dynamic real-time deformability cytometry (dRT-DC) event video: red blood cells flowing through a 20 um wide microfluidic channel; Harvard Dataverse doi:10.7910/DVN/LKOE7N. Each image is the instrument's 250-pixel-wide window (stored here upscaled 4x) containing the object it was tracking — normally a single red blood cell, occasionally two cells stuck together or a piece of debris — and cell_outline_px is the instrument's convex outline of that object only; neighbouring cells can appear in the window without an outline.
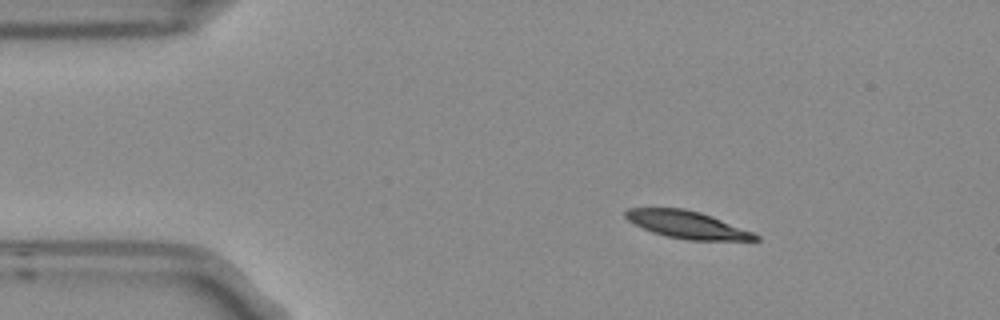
{"species": "Egyptian fruit bat (a non-hibernating species)", "species_latin": "Rousettus aegyptiacus", "temperature_condition": "room temperature", "stored_images_in_passage": 4, "segment_of_instrument_passage": [1, 2], "camera_frame_rate_fps": 3000, "um_per_image_px": 0.085, "frame": {"image": 1, "passage_image": 1, "time_ms": 0.0, "image_size_px": [1000, 320], "cell_outline_px": [[760, 240], [688, 240], [668, 236], [652, 232], [628, 220], [624, 216], [624, 212], [628, 208], [684, 208], [700, 212], [712, 216], [752, 232], [760, 236]], "centroid_in_image_um": [58.4, 19.09], "position_along_channel_um": 26.6, "area_um2": 20.46}}
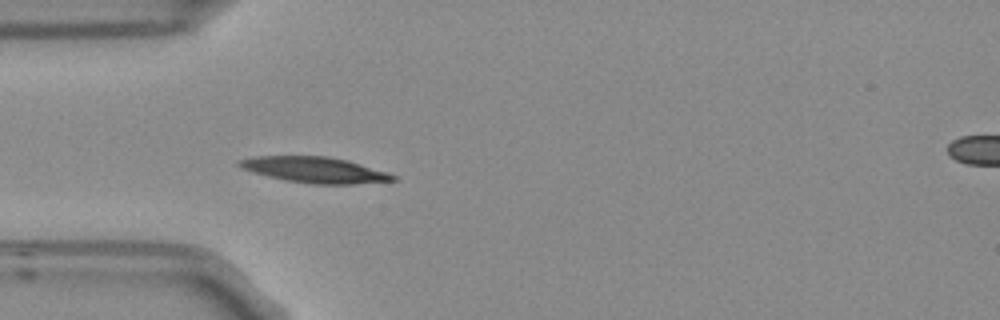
{"frame": {"image": 2, "passage_image": 3, "time_ms": 0.667, "image_size_px": [1000, 320], "cell_outline_px": [[396, 180], [352, 184], [312, 184], [284, 180], [268, 176], [240, 168], [236, 164], [240, 160], [256, 156], [324, 156], [344, 160], [360, 164], [388, 172], [396, 176]], "centroid_in_image_um": [26.73, 14.44], "position_along_channel_um": 58.3, "area_um2": 22.83}}